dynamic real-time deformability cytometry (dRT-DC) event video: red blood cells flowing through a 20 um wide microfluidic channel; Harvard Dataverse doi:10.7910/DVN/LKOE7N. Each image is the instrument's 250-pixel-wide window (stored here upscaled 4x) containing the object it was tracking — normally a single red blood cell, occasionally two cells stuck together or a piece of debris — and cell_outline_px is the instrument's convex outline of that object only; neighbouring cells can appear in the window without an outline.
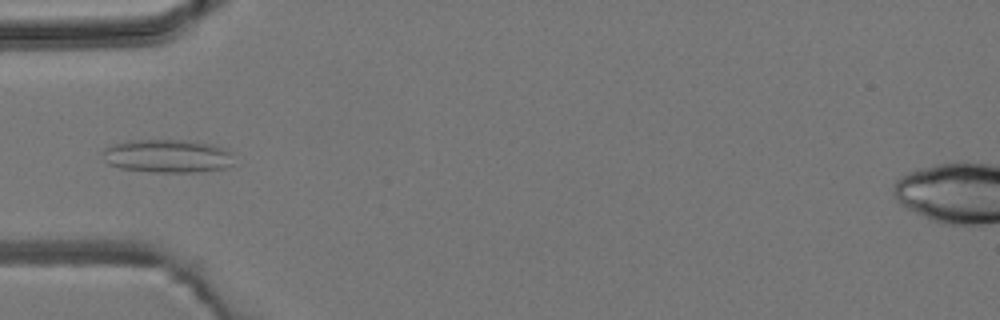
{"species": "common noctule bat (a hibernating species)", "species_latin": "Nyctalus noctula", "temperature_condition": "room temperature", "stored_images_in_passage": 4, "camera_frame_rate_fps": 3000, "um_per_image_px": 0.085, "animal": {"sex": "male", "body_mass_g": 19.2, "forearm_length_mm": 51.8}, "frame": {"image": 1, "passage_image": 1, "time_ms": 0.0, "image_size_px": [1000, 320], "cell_outline_px": [[232, 164], [224, 168], [196, 172], [152, 172], [120, 168], [108, 164], [104, 160], [104, 148], [112, 144], [128, 140], [184, 140], [208, 144], [220, 148], [228, 152]], "centroid_in_image_um": [14.13, 13.27], "position_along_channel_um": 70.9, "area_um2": 25.03}}
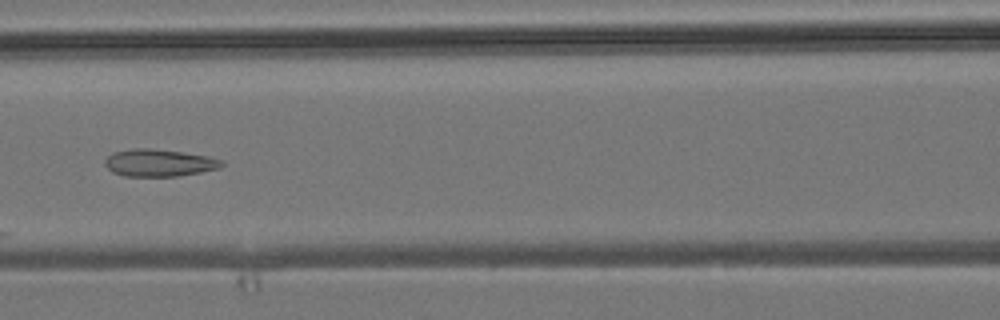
{"frame": {"image": 2, "passage_image": 3, "time_ms": 2.0, "image_size_px": [1000, 320], "cell_outline_px": [[224, 164], [220, 168], [180, 176], [124, 176], [112, 172], [104, 164], [104, 160], [112, 152], [132, 148], [148, 148], [180, 152], [208, 156], [224, 160]], "centroid_in_image_um": [13.51, 13.84], "position_along_channel_um": 153.1, "area_um2": 18.61}}